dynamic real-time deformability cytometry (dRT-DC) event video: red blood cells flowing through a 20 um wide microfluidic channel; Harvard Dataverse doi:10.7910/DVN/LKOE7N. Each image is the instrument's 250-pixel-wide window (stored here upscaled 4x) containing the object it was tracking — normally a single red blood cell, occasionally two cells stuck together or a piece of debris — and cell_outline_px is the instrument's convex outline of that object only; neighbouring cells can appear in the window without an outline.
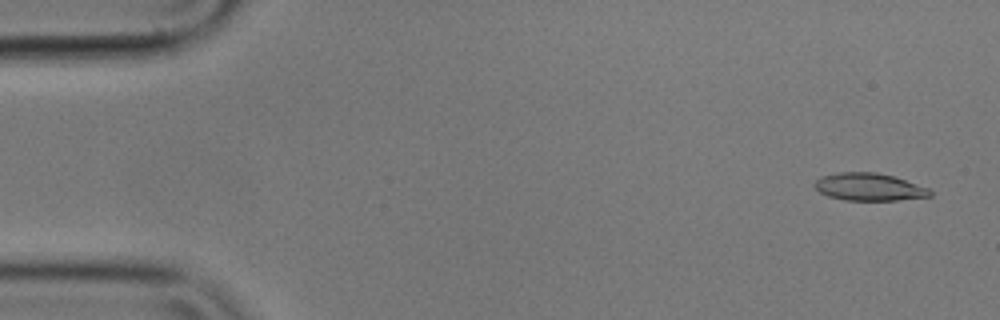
{"species": "common noctule bat (a hibernating species)", "species_latin": "Nyctalus noctula", "temperature_condition": "cold", "stored_images_in_passage": 56, "camera_frame_rate_fps": 3000, "um_per_image_px": 0.085, "animal": {"sex": "male", "body_mass_g": 17.9}, "frame": {"image": 1, "passage_image": 3, "time_ms": 0.667, "image_size_px": [1000, 320], "cell_outline_px": [[932, 196], [896, 200], [844, 200], [828, 196], [820, 192], [812, 184], [820, 176], [836, 172], [876, 172], [892, 176], [928, 188], [932, 192]], "centroid_in_image_um": [73.82, 15.88], "position_along_channel_um": 11.2, "area_um2": 18.44}}
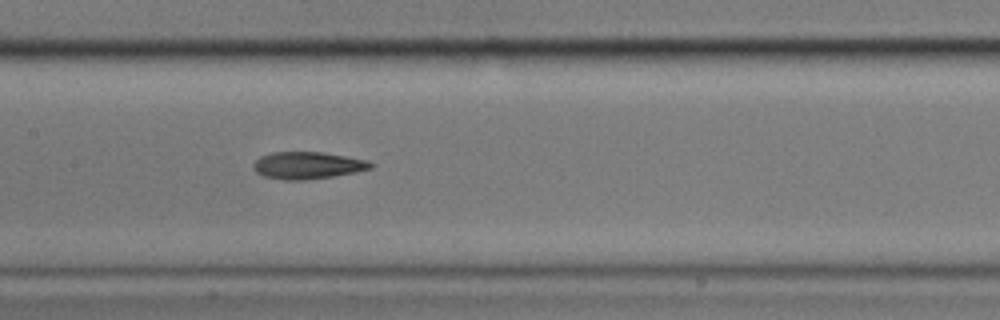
{"frame": {"image": 2, "passage_image": 27, "time_ms": 8.667, "image_size_px": [1000, 320], "cell_outline_px": [[376, 164], [372, 168], [356, 172], [332, 176], [304, 180], [284, 180], [264, 176], [256, 172], [252, 168], [252, 164], [260, 156], [272, 152], [324, 152], [368, 160]], "centroid_in_image_um": [26.15, 14.05], "position_along_channel_um": 181.2, "area_um2": 18.67}}
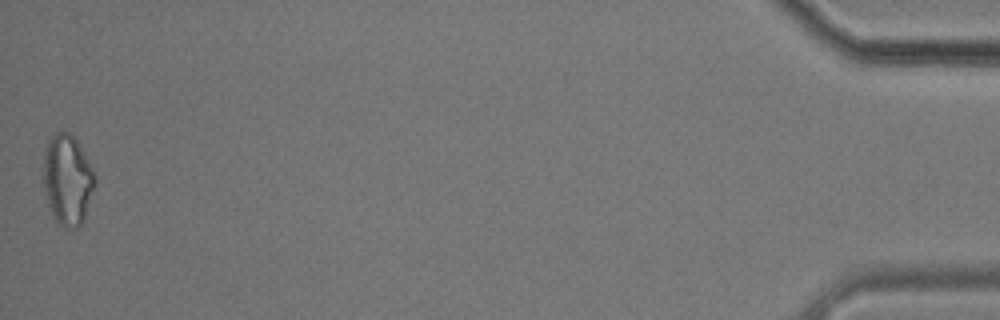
{"frame": {"image": 3, "passage_image": 56, "time_ms": 18.333, "image_size_px": [1000, 320], "cell_outline_px": [[96, 180], [84, 220], [76, 228], [64, 228], [56, 224], [48, 204], [44, 188], [44, 152], [48, 140], [56, 132], [68, 132], [76, 140], [92, 168]], "centroid_in_image_um": [5.73, 15.32], "position_along_channel_um": 429.5, "area_um2": 26.93}, "authors_computed_cell_mechanics": {"area_um2": 18.8428, "velocity_mm_per_s": 3.5503, "shape_relaxation_time_tau1_ms": null, "shape_relaxation_time_tau2_ms": 5.3769, "deformation_change_tau1": null, "deformation_change_tau2": 0.1604}}